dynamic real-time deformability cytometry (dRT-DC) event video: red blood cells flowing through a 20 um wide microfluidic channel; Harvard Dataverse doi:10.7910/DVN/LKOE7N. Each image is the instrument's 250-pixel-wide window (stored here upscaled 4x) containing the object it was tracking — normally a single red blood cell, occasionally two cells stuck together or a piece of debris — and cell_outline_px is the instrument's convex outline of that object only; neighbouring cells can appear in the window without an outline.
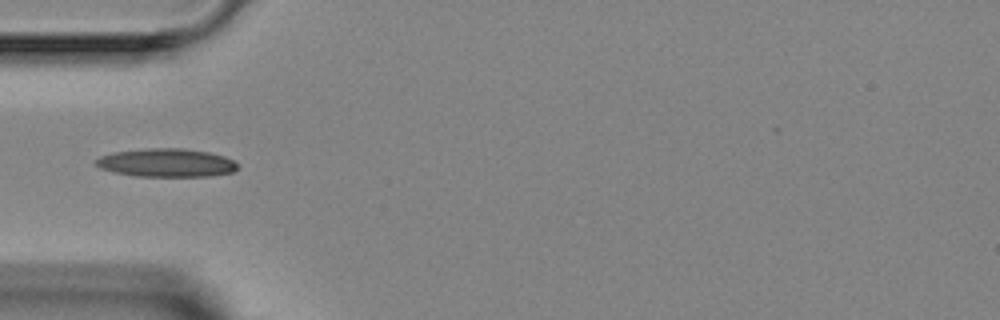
{"species": "Egyptian fruit bat (a non-hibernating species)", "species_latin": "Rousettus aegyptiacus", "temperature_condition": "room temperature", "stored_images_in_passage": 6, "camera_frame_rate_fps": 3000, "um_per_image_px": 0.085, "animal": {"sex": "female"}, "frame": {"image": 1, "passage_image": 3, "time_ms": 3.0, "image_size_px": [1000, 320], "cell_outline_px": [[236, 168], [232, 172], [212, 176], [136, 176], [116, 172], [100, 168], [92, 164], [100, 156], [112, 152], [144, 148], [184, 148], [208, 152], [224, 156], [232, 160], [236, 164]], "centroid_in_image_um": [14.1, 13.82], "position_along_channel_um": 70.9, "area_um2": 23.41}}